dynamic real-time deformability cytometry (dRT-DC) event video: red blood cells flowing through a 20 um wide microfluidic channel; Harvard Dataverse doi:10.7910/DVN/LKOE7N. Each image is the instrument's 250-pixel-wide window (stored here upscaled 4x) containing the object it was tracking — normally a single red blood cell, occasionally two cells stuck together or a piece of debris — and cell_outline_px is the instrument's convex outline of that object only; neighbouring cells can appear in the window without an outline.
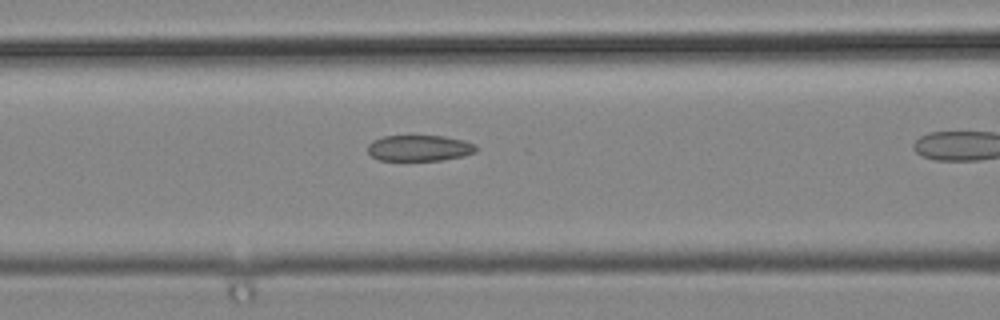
{"species": "common noctule bat (a hibernating species)", "species_latin": "Nyctalus noctula", "temperature_condition": "cold", "stored_images_in_passage": 29, "camera_frame_rate_fps": 3000, "um_per_image_px": 0.085, "animal": {"sex": "male", "body_mass_g": 19.2, "forearm_length_mm": 51.8}, "frame": {"image": 1, "passage_image": 17, "time_ms": 5.333, "image_size_px": [1000, 320], "cell_outline_px": [[476, 152], [464, 156], [440, 160], [380, 160], [372, 156], [368, 152], [368, 144], [372, 140], [384, 136], [444, 136], [464, 140], [476, 144]], "centroid_in_image_um": [35.66, 12.58], "position_along_channel_um": 130.9, "area_um2": 16.42}}
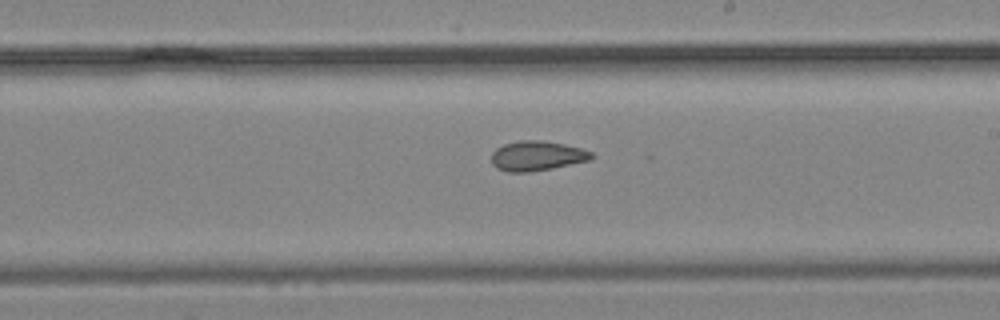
{"frame": {"image": 2, "passage_image": 25, "time_ms": 8.0, "image_size_px": [1000, 320], "cell_outline_px": [[596, 156], [592, 160], [552, 168], [528, 172], [508, 172], [496, 168], [492, 164], [492, 152], [496, 148], [504, 144], [520, 140], [540, 140], [564, 144], [580, 148], [592, 152]], "centroid_in_image_um": [45.66, 13.25], "position_along_channel_um": 243.3, "area_um2": 17.46}}